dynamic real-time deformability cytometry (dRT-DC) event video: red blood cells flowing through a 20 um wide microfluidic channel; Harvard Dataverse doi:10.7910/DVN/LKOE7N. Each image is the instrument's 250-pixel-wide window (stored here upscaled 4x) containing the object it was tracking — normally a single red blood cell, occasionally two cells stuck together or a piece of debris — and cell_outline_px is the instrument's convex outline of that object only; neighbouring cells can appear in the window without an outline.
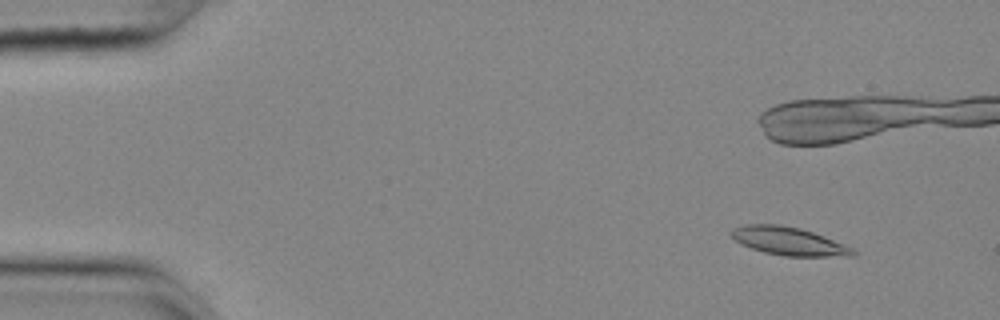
{"species": "common noctule bat (a hibernating species)", "species_latin": "Nyctalus noctula", "temperature_condition": "cold", "stored_images_in_passage": 18, "camera_frame_rate_fps": 3000, "um_per_image_px": 0.085, "animal": {"sex": "female", "body_mass_g": 25.1}, "frame": {"image": 1, "passage_image": 6, "time_ms": 1.667, "image_size_px": [1000, 320], "cell_outline_px": [[856, 256], [784, 256], [764, 252], [752, 248], [736, 240], [728, 232], [736, 228], [748, 224], [780, 224], [800, 228], [824, 236], [852, 248], [856, 252]], "centroid_in_image_um": [67.06, 20.5], "position_along_channel_um": 17.9, "area_um2": 19.65}}